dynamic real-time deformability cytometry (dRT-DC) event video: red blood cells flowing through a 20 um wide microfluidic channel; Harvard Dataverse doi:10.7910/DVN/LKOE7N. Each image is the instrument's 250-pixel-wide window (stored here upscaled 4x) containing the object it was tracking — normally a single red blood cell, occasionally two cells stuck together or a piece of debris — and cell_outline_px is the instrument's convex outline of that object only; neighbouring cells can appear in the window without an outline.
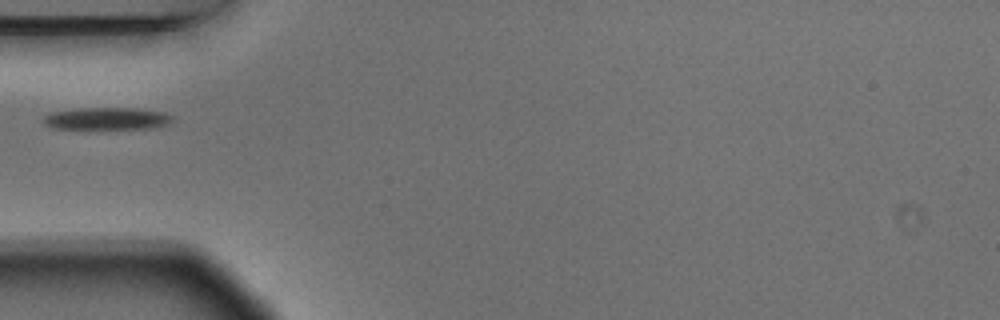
{"species": "Egyptian fruit bat (a non-hibernating species)", "species_latin": "Rousettus aegyptiacus", "temperature_condition": "warm", "stored_images_in_passage": 5, "segment_of_instrument_passage": [2, 2], "camera_frame_rate_fps": 3000, "um_per_image_px": 0.085, "animal": {"sex": "male"}, "frame": {"image": 1, "passage_image": 4, "time_ms": 1.0, "image_size_px": [1000, 320], "cell_outline_px": [[172, 120], [168, 124], [160, 128], [52, 128], [44, 124], [40, 120], [44, 116], [52, 112], [80, 108], [136, 108], [164, 112], [172, 116]], "centroid_in_image_um": [9.09, 10.07], "position_along_channel_um": 75.9, "area_um2": 16.7}}
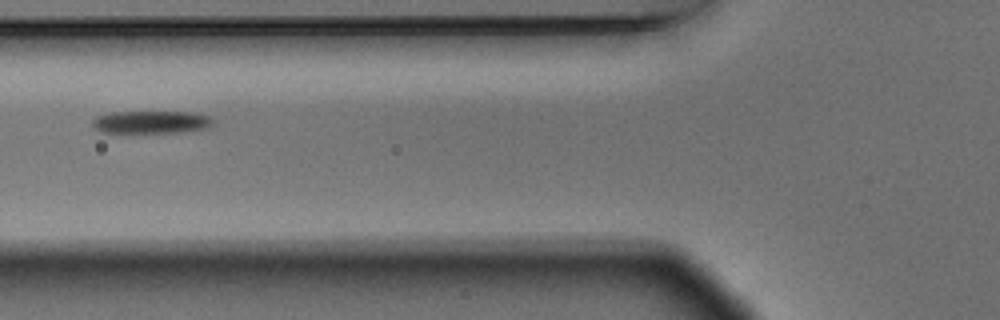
{"frame": {"image": 2, "passage_image": 5, "time_ms": 1.333, "image_size_px": [1000, 320], "cell_outline_px": [[216, 120], [208, 128], [180, 132], [100, 132], [92, 124], [92, 120], [96, 116], [112, 112], [192, 112], [208, 116]], "centroid_in_image_um": [12.87, 10.37], "position_along_channel_um": 112.9, "area_um2": 15.84}}